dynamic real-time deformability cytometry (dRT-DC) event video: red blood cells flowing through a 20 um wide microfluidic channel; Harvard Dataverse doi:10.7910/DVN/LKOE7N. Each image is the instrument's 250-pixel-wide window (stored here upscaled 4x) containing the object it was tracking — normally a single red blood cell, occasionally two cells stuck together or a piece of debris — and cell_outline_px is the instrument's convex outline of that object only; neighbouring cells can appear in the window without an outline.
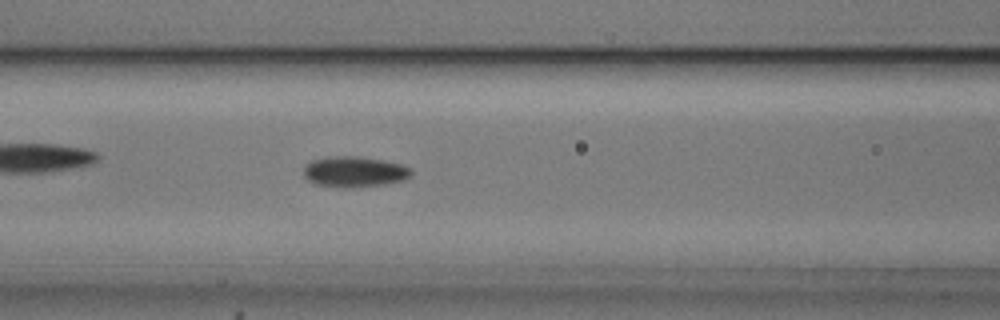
{"species": "common noctule bat (a hibernating species)", "species_latin": "Nyctalus noctula", "temperature_condition": "cold", "stored_images_in_passage": 52, "camera_frame_rate_fps": 3000, "um_per_image_px": 0.085, "animal": {"sex": "male", "body_mass_g": 20.5, "forearm_length_mm": 52.5}, "frame": {"image": 1, "passage_image": 22, "time_ms": 7.0, "image_size_px": [1000, 320], "cell_outline_px": [[412, 176], [404, 180], [384, 184], [352, 188], [344, 188], [316, 184], [308, 180], [304, 176], [304, 168], [312, 160], [328, 156], [356, 156], [380, 160], [400, 164], [412, 168]], "centroid_in_image_um": [30.14, 14.61], "position_along_channel_um": 136.5, "area_um2": 19.25}}